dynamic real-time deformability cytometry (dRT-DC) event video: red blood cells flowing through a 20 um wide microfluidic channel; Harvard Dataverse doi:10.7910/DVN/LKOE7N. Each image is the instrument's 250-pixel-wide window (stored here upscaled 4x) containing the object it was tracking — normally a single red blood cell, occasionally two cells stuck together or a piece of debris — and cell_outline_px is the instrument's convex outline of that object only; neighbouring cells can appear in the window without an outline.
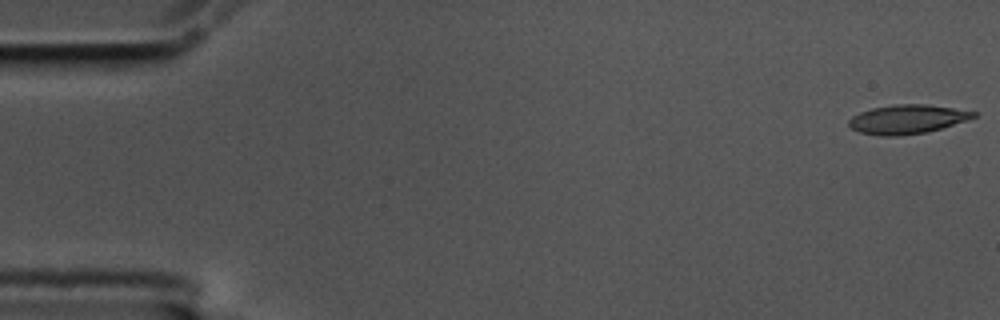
{"species": "common noctule bat (a hibernating species)", "species_latin": "Nyctalus noctula", "temperature_condition": "cold", "stored_images_in_passage": 58, "camera_frame_rate_fps": 3000, "um_per_image_px": 0.085, "animal": {"sex": "male", "body_mass_g": 17.5, "forearm_length_mm": 52.3}, "frame": {"image": 1, "passage_image": 1, "time_ms": 0.0, "image_size_px": [1000, 320], "cell_outline_px": [[976, 116], [968, 120], [928, 132], [900, 136], [880, 136], [860, 132], [852, 128], [848, 124], [848, 120], [852, 116], [860, 112], [872, 108], [892, 104], [928, 104], [976, 112]], "centroid_in_image_um": [77.1, 10.14], "position_along_channel_um": 7.9, "area_um2": 21.15}}
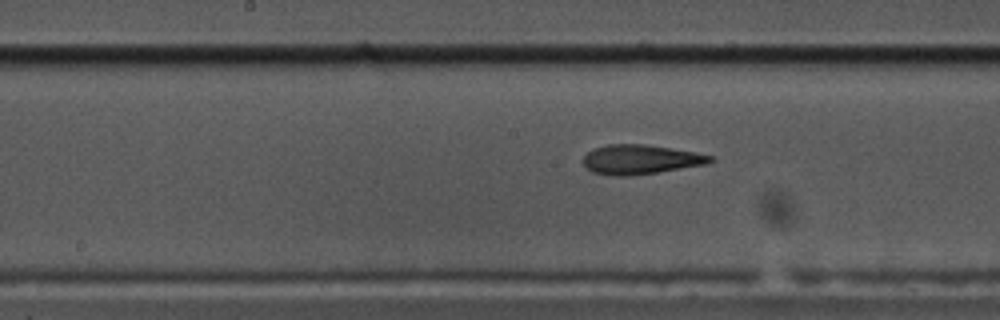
{"frame": {"image": 2, "passage_image": 29, "time_ms": 9.333, "image_size_px": [1000, 320], "cell_outline_px": [[716, 160], [708, 164], [632, 176], [616, 176], [592, 172], [584, 164], [584, 156], [592, 148], [608, 144], [644, 144], [672, 148], [696, 152], [716, 156]], "centroid_in_image_um": [54.5, 13.55], "position_along_channel_um": 193.7, "area_um2": 22.02}}
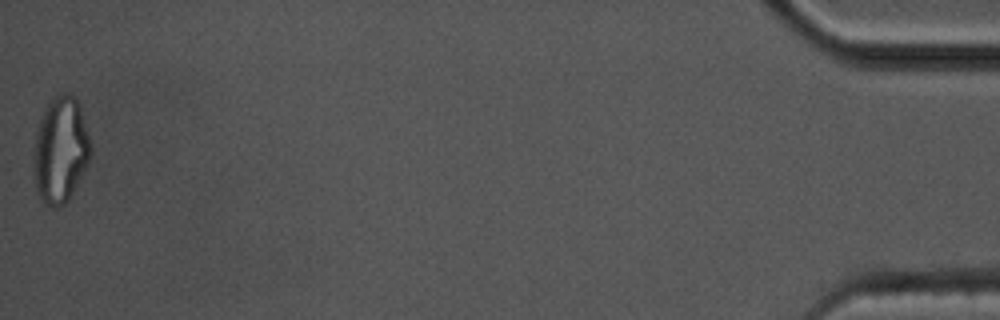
{"frame": {"image": 3, "passage_image": 58, "time_ms": 19.0, "image_size_px": [1000, 320], "cell_outline_px": [[92, 156], [84, 172], [68, 200], [64, 204], [56, 208], [52, 208], [36, 192], [36, 132], [44, 108], [56, 92], [68, 92], [76, 96], [80, 104], [92, 144]], "centroid_in_image_um": [5.21, 12.66], "position_along_channel_um": 430.0, "area_um2": 35.2}, "authors_computed_cell_mechanics": {"area_um2": 21.8484, "velocity_mm_per_s": 3.4547, "shape_relaxation_time_tau1_ms": 5.9146, "shape_relaxation_time_tau2_ms": 2.3901, "deformation_change_tau1": 0.2012, "deformation_change_tau2": 0.121}}